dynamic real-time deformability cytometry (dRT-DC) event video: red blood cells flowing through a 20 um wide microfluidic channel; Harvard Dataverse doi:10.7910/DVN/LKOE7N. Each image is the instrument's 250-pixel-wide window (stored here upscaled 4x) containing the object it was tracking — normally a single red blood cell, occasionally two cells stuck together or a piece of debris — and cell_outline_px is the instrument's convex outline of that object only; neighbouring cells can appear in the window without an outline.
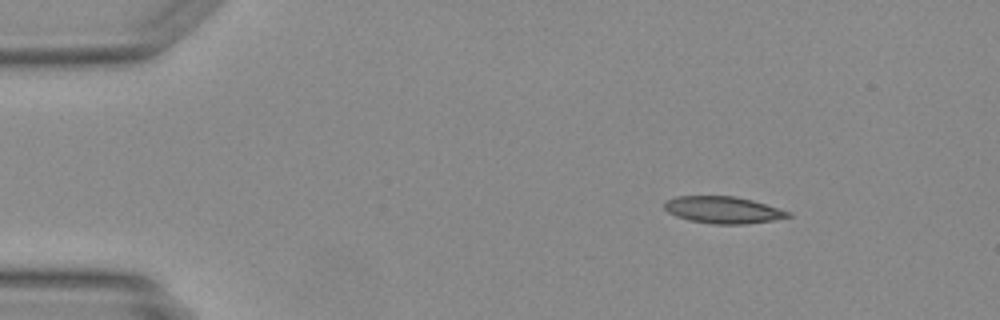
{"species": "Egyptian fruit bat (a non-hibernating species)", "species_latin": "Rousettus aegyptiacus", "temperature_condition": "warm", "stored_images_in_passage": 42, "camera_frame_rate_fps": 3000, "um_per_image_px": 0.085, "animal": {"sex": "female"}, "frame": {"image": 1, "passage_image": 1, "time_ms": 0.0, "image_size_px": [1000, 320], "cell_outline_px": [[792, 216], [772, 220], [744, 224], [712, 224], [688, 220], [676, 216], [668, 212], [664, 208], [664, 204], [668, 200], [676, 196], [736, 196], [752, 200], [792, 212]], "centroid_in_image_um": [61.47, 17.84], "position_along_channel_um": 23.5, "area_um2": 19.36}}
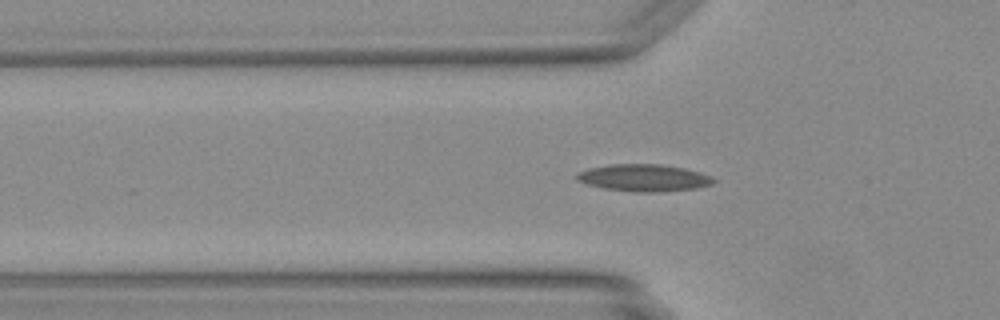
{"frame": {"image": 2, "passage_image": 10, "time_ms": 3.0, "image_size_px": [1000, 320], "cell_outline_px": [[716, 180], [712, 184], [696, 188], [656, 192], [640, 192], [604, 188], [588, 184], [576, 180], [576, 172], [588, 168], [612, 164], [660, 164], [684, 168], [700, 172], [712, 176]], "centroid_in_image_um": [54.72, 15.1], "position_along_channel_um": 71.1, "area_um2": 21.5}}
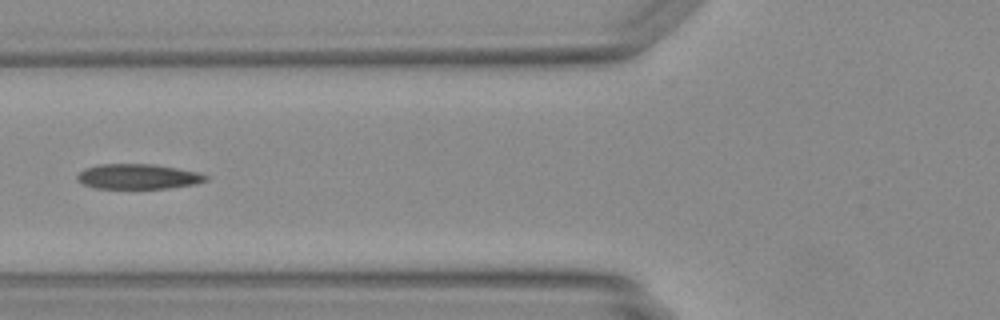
{"frame": {"image": 3, "passage_image": 13, "time_ms": 4.0, "image_size_px": [1000, 320], "cell_outline_px": [[208, 180], [196, 184], [168, 188], [92, 188], [76, 180], [76, 176], [84, 168], [100, 164], [152, 164], [176, 168], [196, 172], [208, 176]], "centroid_in_image_um": [11.7, 15.01], "position_along_channel_um": 114.1, "area_um2": 18.73}}